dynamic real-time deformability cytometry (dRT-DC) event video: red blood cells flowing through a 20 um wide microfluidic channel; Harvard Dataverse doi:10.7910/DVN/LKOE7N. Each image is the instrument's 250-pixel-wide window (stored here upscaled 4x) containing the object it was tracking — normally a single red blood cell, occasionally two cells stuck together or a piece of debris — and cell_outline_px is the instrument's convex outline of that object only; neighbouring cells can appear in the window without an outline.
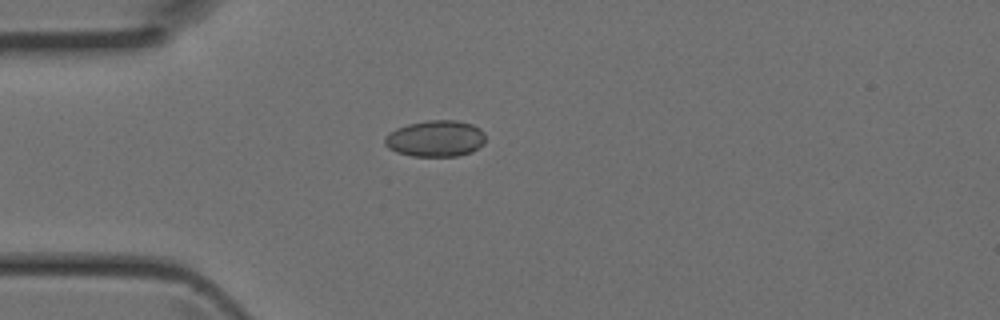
{"species": "Egyptian fruit bat (a non-hibernating species)", "species_latin": "Rousettus aegyptiacus", "temperature_condition": "room temperature", "stored_images_in_passage": 33, "camera_frame_rate_fps": 3000, "um_per_image_px": 0.085, "animal": {"sex": "female"}, "frame": {"image": 1, "passage_image": 1, "time_ms": 0.0, "image_size_px": [1000, 320], "cell_outline_px": [[484, 144], [472, 152], [456, 156], [412, 156], [396, 152], [388, 148], [384, 144], [384, 140], [388, 132], [396, 128], [408, 124], [428, 120], [456, 120], [472, 124], [480, 128], [484, 132]], "centroid_in_image_um": [37.01, 11.77], "position_along_channel_um": 48.0, "area_um2": 21.5}}
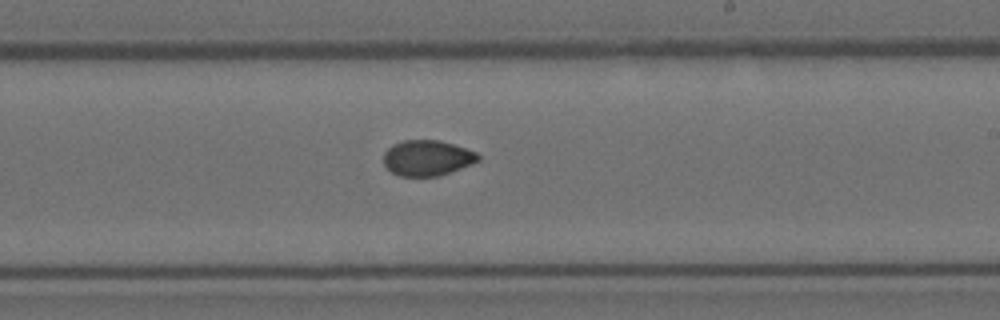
{"frame": {"image": 2, "passage_image": 15, "time_ms": 4.667, "image_size_px": [1000, 320], "cell_outline_px": [[480, 160], [472, 164], [440, 176], [400, 176], [392, 172], [384, 164], [384, 152], [392, 144], [404, 140], [440, 140], [476, 152], [480, 156]], "centroid_in_image_um": [36.32, 13.43], "position_along_channel_um": 252.7, "area_um2": 19.59}}
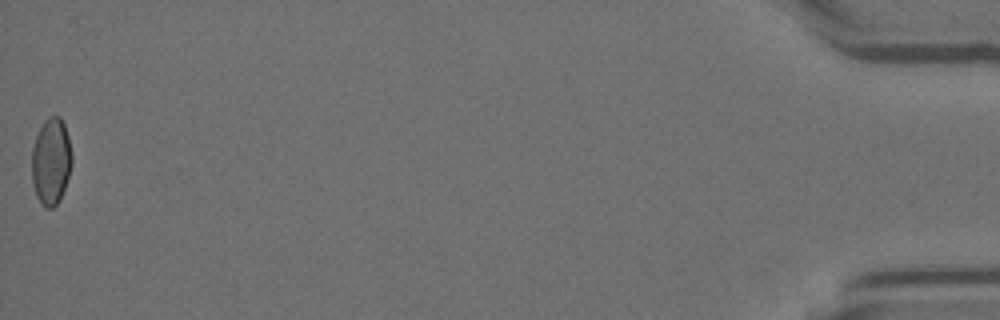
{"frame": {"image": 3, "passage_image": 33, "time_ms": 10.667, "image_size_px": [1000, 320], "cell_outline_px": [[72, 164], [60, 200], [52, 208], [44, 208], [40, 204], [36, 196], [32, 180], [32, 148], [36, 136], [44, 120], [48, 116], [60, 116], [64, 124], [68, 136], [72, 156]], "centroid_in_image_um": [4.33, 13.72], "position_along_channel_um": 430.9, "area_um2": 20.35}}